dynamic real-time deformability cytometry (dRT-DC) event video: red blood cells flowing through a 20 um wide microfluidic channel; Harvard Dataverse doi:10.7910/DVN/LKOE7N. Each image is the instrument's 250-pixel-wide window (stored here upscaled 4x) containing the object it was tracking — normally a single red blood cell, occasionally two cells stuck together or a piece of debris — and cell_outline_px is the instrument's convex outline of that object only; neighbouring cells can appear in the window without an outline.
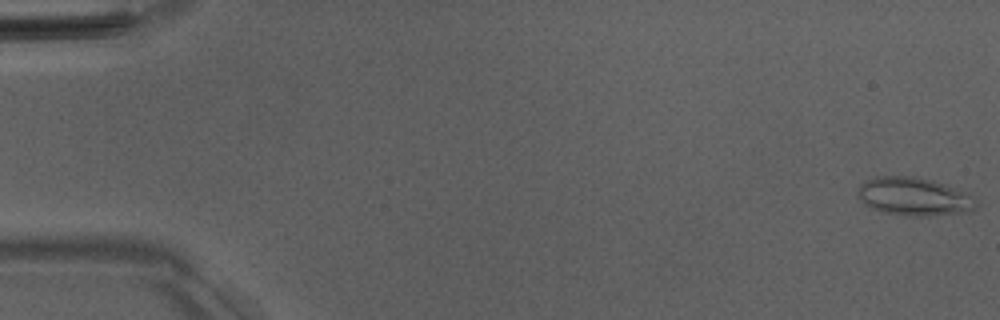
{"species": "Egyptian fruit bat (a non-hibernating species)", "species_latin": "Rousettus aegyptiacus", "temperature_condition": "room temperature", "stored_images_in_passage": 53, "segment_of_instrument_passage": [1, 2], "camera_frame_rate_fps": 3000, "um_per_image_px": 0.085, "animal": {"sex": "male"}, "frame": {"image": 1, "passage_image": 1, "time_ms": 0.0, "image_size_px": [1000, 320], "cell_outline_px": [[980, 204], [976, 208], [968, 212], [924, 216], [912, 216], [884, 212], [872, 208], [864, 204], [860, 200], [860, 184], [876, 176], [912, 176], [932, 180], [944, 184], [972, 196]], "centroid_in_image_um": [77.72, 16.71], "position_along_channel_um": 7.3, "area_um2": 26.01}}
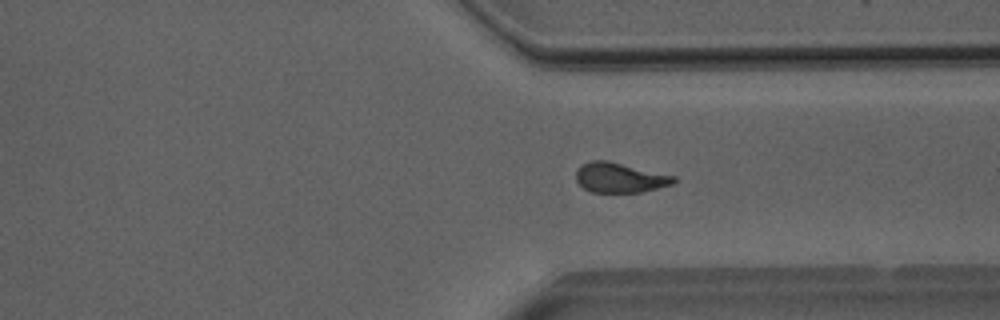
{"frame": {"image": 2, "passage_image": 39, "time_ms": 12.667, "image_size_px": [1000, 320], "cell_outline_px": [[676, 180], [672, 184], [640, 192], [592, 192], [584, 188], [576, 180], [576, 172], [584, 164], [592, 160], [608, 160], [676, 176]], "centroid_in_image_um": [52.7, 15.09], "position_along_channel_um": 358.7, "area_um2": 16.82}}
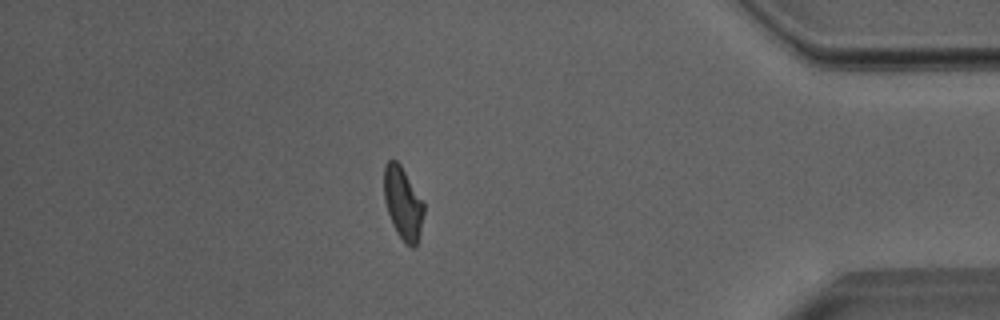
{"frame": {"image": 3, "passage_image": 45, "time_ms": 14.667, "image_size_px": [1000, 320], "cell_outline_px": [[424, 212], [420, 232], [416, 248], [412, 248], [396, 232], [392, 224], [384, 200], [384, 168], [388, 160], [396, 160], [400, 164], [424, 204]], "centroid_in_image_um": [34.24, 17.28], "position_along_channel_um": 401.0, "area_um2": 16.53}}